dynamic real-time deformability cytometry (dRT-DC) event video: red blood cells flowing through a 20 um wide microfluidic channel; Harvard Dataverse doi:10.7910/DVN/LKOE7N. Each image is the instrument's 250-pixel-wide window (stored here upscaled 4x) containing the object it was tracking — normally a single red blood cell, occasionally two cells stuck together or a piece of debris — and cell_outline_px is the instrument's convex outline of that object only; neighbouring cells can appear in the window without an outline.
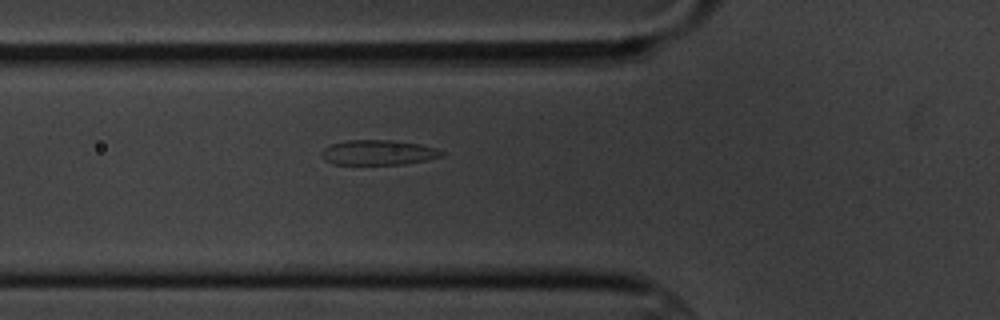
{"species": "common noctule bat (a hibernating species)", "species_latin": "Nyctalus noctula", "temperature_condition": "cold", "stored_images_in_passage": 5, "camera_frame_rate_fps": 3000, "um_per_image_px": 0.085, "animal": {"sex": "male", "body_mass_g": 20.1, "forearm_length_mm": 53.5}, "frame": {"image": 1, "passage_image": 5, "time_ms": 5.0, "image_size_px": [1000, 320], "cell_outline_px": [[444, 156], [428, 160], [404, 164], [332, 164], [324, 160], [320, 156], [320, 152], [324, 148], [332, 144], [348, 140], [396, 140], [420, 144], [436, 148], [444, 152]], "centroid_in_image_um": [32.16, 12.96], "position_along_channel_um": 93.6, "area_um2": 17.69}}